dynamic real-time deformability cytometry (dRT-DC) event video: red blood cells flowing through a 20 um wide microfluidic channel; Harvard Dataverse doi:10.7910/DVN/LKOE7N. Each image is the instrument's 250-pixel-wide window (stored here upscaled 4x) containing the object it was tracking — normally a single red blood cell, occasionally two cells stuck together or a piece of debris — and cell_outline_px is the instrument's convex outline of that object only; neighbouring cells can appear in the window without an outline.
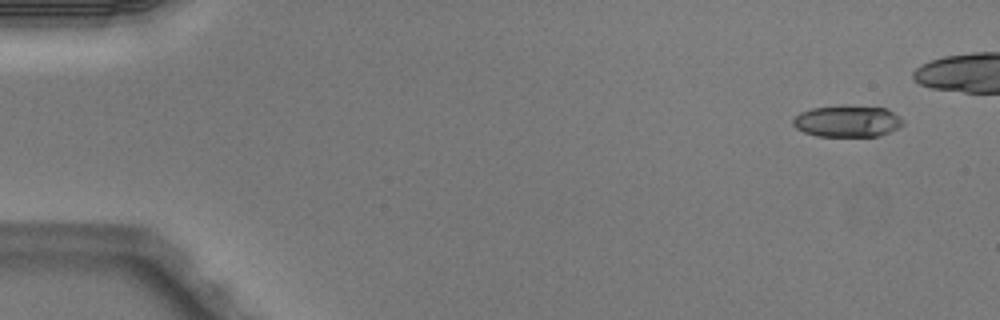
{"species": "Egyptian fruit bat (a non-hibernating species)", "species_latin": "Rousettus aegyptiacus", "temperature_condition": "warm", "stored_images_in_passage": 5, "segment_of_instrument_passage": [2, 2], "camera_frame_rate_fps": 3000, "um_per_image_px": 0.085, "animal": {"sex": "male"}, "frame": {"image": 1, "passage_image": 5, "time_ms": 1.333, "image_size_px": [1000, 320], "cell_outline_px": [[904, 124], [888, 132], [876, 136], [816, 136], [804, 132], [796, 128], [792, 124], [792, 120], [800, 112], [812, 108], [840, 104], [888, 108], [900, 116], [904, 120]], "centroid_in_image_um": [72.02, 10.27], "position_along_channel_um": 13.0, "area_um2": 20.58}}